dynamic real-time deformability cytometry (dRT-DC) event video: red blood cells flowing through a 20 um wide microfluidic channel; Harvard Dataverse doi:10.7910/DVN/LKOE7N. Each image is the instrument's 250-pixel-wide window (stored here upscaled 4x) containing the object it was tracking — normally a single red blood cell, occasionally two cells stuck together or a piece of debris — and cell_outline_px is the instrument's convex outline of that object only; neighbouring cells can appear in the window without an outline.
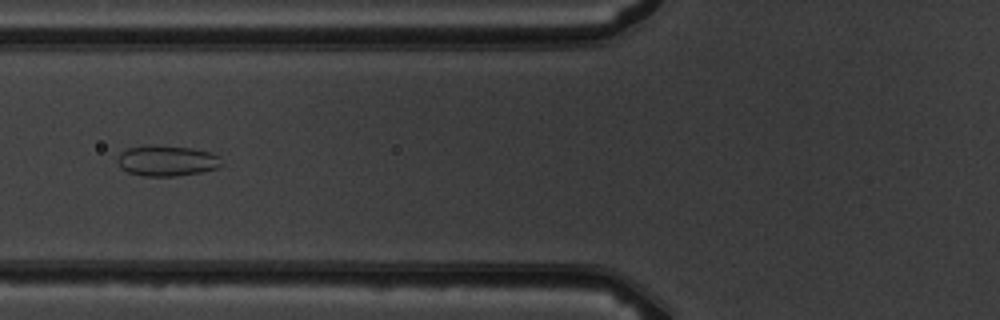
{"species": "common noctule bat (a hibernating species)", "species_latin": "Nyctalus noctula", "temperature_condition": "warm", "stored_images_in_passage": 6, "camera_frame_rate_fps": 3000, "um_per_image_px": 0.085, "animal": {"sex": "male", "body_mass_g": 19.5, "forearm_length_mm": 54.6}, "frame": {"image": 1, "passage_image": 5, "time_ms": 4.667, "image_size_px": [1000, 320], "cell_outline_px": [[224, 164], [216, 168], [200, 172], [176, 176], [144, 176], [128, 172], [120, 168], [116, 160], [120, 152], [128, 148], [192, 148], [212, 152], [220, 156]], "centroid_in_image_um": [14.22, 13.71], "position_along_channel_um": 111.6, "area_um2": 17.98}}